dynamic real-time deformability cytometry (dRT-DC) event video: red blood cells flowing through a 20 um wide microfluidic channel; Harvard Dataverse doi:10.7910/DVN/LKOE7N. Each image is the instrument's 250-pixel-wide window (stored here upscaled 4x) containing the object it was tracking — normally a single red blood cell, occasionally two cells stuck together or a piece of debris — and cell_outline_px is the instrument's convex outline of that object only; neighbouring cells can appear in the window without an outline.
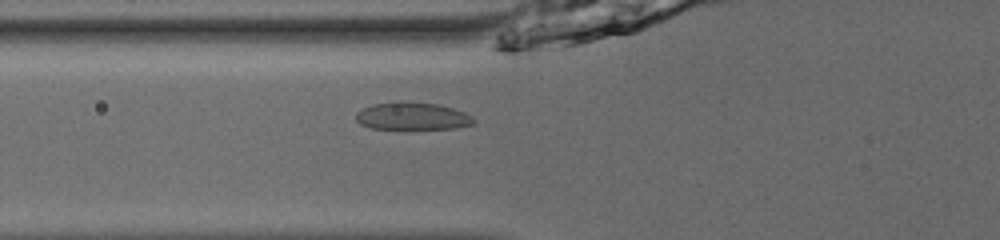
{"species": "common noctule bat (a hibernating species)", "species_latin": "Nyctalus noctula", "temperature_condition": "room temperature", "stored_images_in_passage": 41, "camera_frame_rate_fps": 3000, "um_per_image_px": 0.085, "animal": {"sex": "male", "body_mass_g": 13.0, "forearm_length_mm": 53.1}, "frame": {"image": 1, "passage_image": 9, "time_ms": 2.667, "image_size_px": [1000, 240], "cell_outline_px": [[476, 124], [456, 128], [372, 128], [360, 124], [356, 120], [356, 112], [372, 104], [400, 100], [436, 104], [452, 108], [464, 112], [472, 116], [476, 120]], "centroid_in_image_um": [35.06, 9.85], "position_along_channel_um": 90.7, "area_um2": 18.9}}
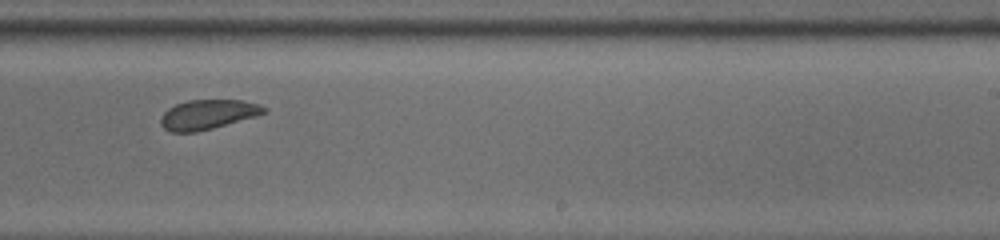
{"frame": {"image": 2, "passage_image": 23, "time_ms": 7.333, "image_size_px": [1000, 240], "cell_outline_px": [[268, 112], [256, 116], [212, 128], [196, 132], [172, 132], [164, 128], [160, 124], [160, 116], [168, 108], [176, 104], [188, 100], [240, 100], [260, 104], [268, 108]], "centroid_in_image_um": [17.67, 9.72], "position_along_channel_um": 271.3, "area_um2": 17.86}}
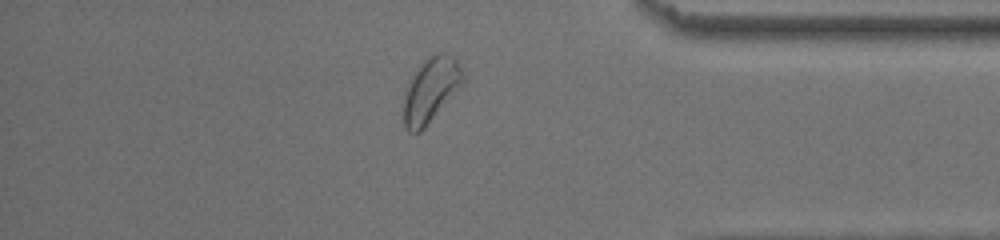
{"frame": {"image": 3, "passage_image": 34, "time_ms": 11.0, "image_size_px": [1000, 240], "cell_outline_px": [[464, 84], [424, 128], [420, 132], [408, 132], [404, 128], [404, 100], [412, 76], [420, 64], [428, 56], [436, 52], [444, 52], [456, 56], [464, 72]], "centroid_in_image_um": [36.67, 7.6], "position_along_channel_um": 398.5, "area_um2": 22.48}, "authors_computed_cell_mechanics": {"area_um2": 19.074, "velocity_mm_per_s": 3.8615, "shape_relaxation_time_tau1_ms": 2.9372, "shape_relaxation_time_tau2_ms": null, "deformation_change_tau1": 0.0677, "deformation_change_tau2": null}}